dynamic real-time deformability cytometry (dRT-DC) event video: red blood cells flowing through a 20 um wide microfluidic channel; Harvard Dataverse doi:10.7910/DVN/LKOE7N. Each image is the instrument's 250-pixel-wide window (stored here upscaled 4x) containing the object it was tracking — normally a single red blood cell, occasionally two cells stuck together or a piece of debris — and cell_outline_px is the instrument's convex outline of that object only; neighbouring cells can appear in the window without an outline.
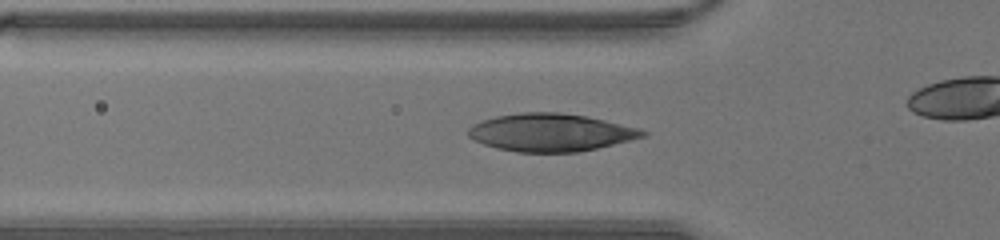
{"species": "human", "species_latin": "Homo sapiens", "temperature_condition": "warm", "stored_images_in_passage": 24, "camera_frame_rate_fps": 3000, "um_per_image_px": 0.085, "donor": {"sex": "male"}, "frame": {"image": 1, "passage_image": 4, "time_ms": 1.0, "image_size_px": [1000, 240], "cell_outline_px": [[648, 136], [580, 152], [516, 152], [496, 148], [484, 144], [468, 136], [468, 128], [472, 124], [480, 120], [496, 116], [520, 112], [560, 112], [584, 116], [604, 120], [640, 128], [648, 132]], "centroid_in_image_um": [46.81, 11.26], "position_along_channel_um": 79.0, "area_um2": 38.49}}
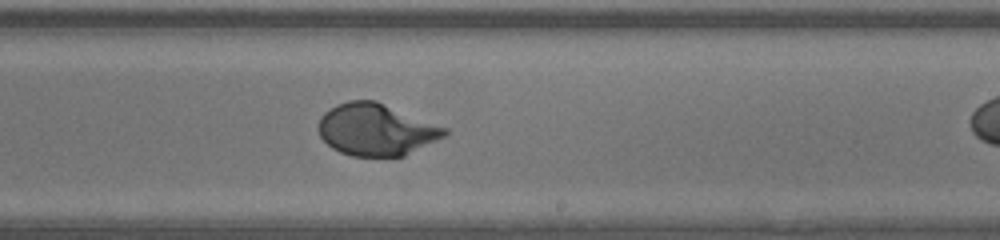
{"frame": {"image": 2, "passage_image": 15, "time_ms": 4.667, "image_size_px": [1000, 240], "cell_outline_px": [[448, 132], [444, 136], [404, 156], [352, 156], [340, 152], [332, 148], [320, 136], [316, 128], [320, 116], [324, 112], [336, 104], [348, 100], [376, 100], [448, 128]], "centroid_in_image_um": [31.93, 11.0], "position_along_channel_um": 257.1, "area_um2": 38.26}}
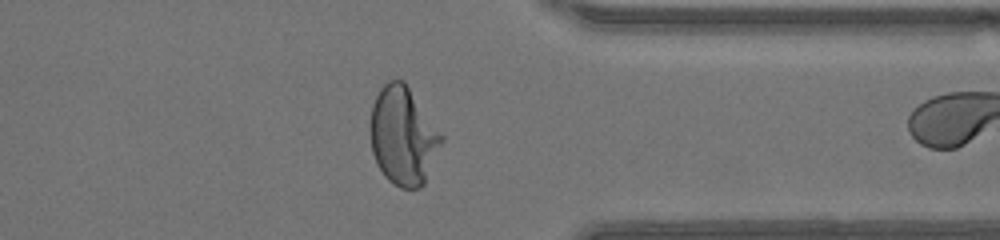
{"frame": {"image": 3, "passage_image": 23, "time_ms": 7.333, "image_size_px": [1000, 240], "cell_outline_px": [[444, 140], [424, 184], [420, 188], [400, 188], [388, 180], [384, 176], [376, 164], [372, 152], [368, 132], [368, 128], [372, 104], [380, 88], [388, 80], [404, 80], [444, 136]], "centroid_in_image_um": [34.24, 11.55], "position_along_channel_um": 377.2, "area_um2": 41.33}}